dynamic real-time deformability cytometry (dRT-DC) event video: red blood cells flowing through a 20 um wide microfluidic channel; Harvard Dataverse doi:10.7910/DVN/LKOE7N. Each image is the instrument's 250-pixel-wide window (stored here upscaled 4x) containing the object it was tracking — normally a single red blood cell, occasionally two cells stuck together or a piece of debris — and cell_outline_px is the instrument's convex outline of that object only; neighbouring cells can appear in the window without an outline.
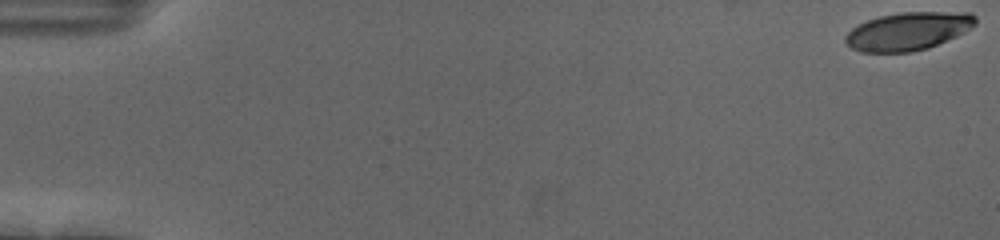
{"species": "human", "species_latin": "Homo sapiens", "temperature_condition": "cold", "stored_images_in_passage": 56, "camera_frame_rate_fps": 3000, "um_per_image_px": 0.085, "donor": {"sex": "female"}, "frame": {"image": 1, "passage_image": 1, "time_ms": 0.0, "image_size_px": [1000, 240], "cell_outline_px": [[976, 24], [964, 32], [956, 36], [928, 48], [912, 52], [860, 52], [852, 48], [844, 40], [844, 36], [852, 28], [868, 20], [880, 16], [900, 12], [972, 12], [976, 16]], "centroid_in_image_um": [77.2, 2.65], "position_along_channel_um": 7.8, "area_um2": 28.78}}
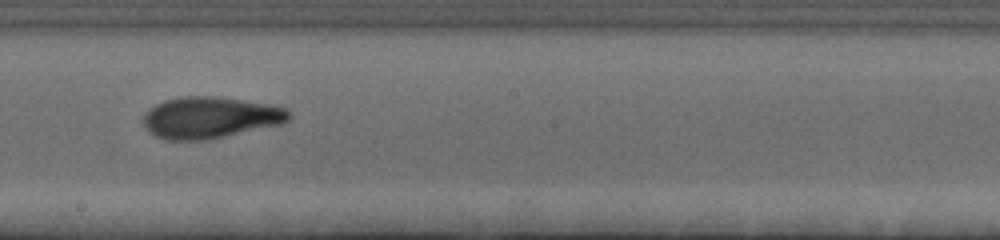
{"frame": {"image": 2, "passage_image": 33, "time_ms": 10.667, "image_size_px": [1000, 240], "cell_outline_px": [[292, 116], [288, 120], [280, 124], [208, 140], [164, 140], [148, 132], [144, 124], [144, 112], [148, 108], [164, 100], [184, 96], [212, 96], [244, 100], [272, 104], [288, 108], [292, 112]], "centroid_in_image_um": [17.87, 9.99], "position_along_channel_um": 230.3, "area_um2": 35.55}}
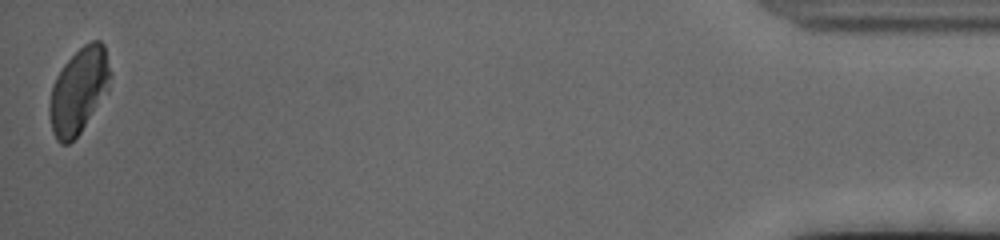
{"frame": {"image": 3, "passage_image": 56, "time_ms": 18.333, "image_size_px": [1000, 240], "cell_outline_px": [[112, 76], [108, 92], [80, 132], [68, 144], [60, 144], [56, 140], [52, 132], [48, 112], [48, 104], [52, 84], [56, 76], [64, 64], [84, 44], [92, 40], [100, 40], [104, 44], [112, 72]], "centroid_in_image_um": [6.7, 7.7], "position_along_channel_um": 428.5, "area_um2": 30.75}, "authors_computed_cell_mechanics": {"area_um2": 32.5703, "velocity_mm_per_s": 3.6756, "shape_relaxation_time_tau1_ms": 3.8372, "shape_relaxation_time_tau2_ms": 1.6106, "deformation_change_tau1": 0.1888, "deformation_change_tau2": 0.0798}}